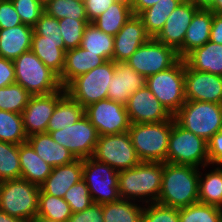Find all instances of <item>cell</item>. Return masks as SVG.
I'll return each mask as SVG.
<instances>
[{
  "mask_svg": "<svg viewBox=\"0 0 222 222\" xmlns=\"http://www.w3.org/2000/svg\"><path fill=\"white\" fill-rule=\"evenodd\" d=\"M199 175L200 168L163 162L157 203L180 209L199 202Z\"/></svg>",
  "mask_w": 222,
  "mask_h": 222,
  "instance_id": "1",
  "label": "cell"
},
{
  "mask_svg": "<svg viewBox=\"0 0 222 222\" xmlns=\"http://www.w3.org/2000/svg\"><path fill=\"white\" fill-rule=\"evenodd\" d=\"M163 162H140L119 172L118 188L121 199L141 204L157 203L161 191Z\"/></svg>",
  "mask_w": 222,
  "mask_h": 222,
  "instance_id": "2",
  "label": "cell"
},
{
  "mask_svg": "<svg viewBox=\"0 0 222 222\" xmlns=\"http://www.w3.org/2000/svg\"><path fill=\"white\" fill-rule=\"evenodd\" d=\"M172 118L155 123L130 124L132 145L141 162H166Z\"/></svg>",
  "mask_w": 222,
  "mask_h": 222,
  "instance_id": "3",
  "label": "cell"
},
{
  "mask_svg": "<svg viewBox=\"0 0 222 222\" xmlns=\"http://www.w3.org/2000/svg\"><path fill=\"white\" fill-rule=\"evenodd\" d=\"M40 186L23 178L0 181V210L31 221L38 213Z\"/></svg>",
  "mask_w": 222,
  "mask_h": 222,
  "instance_id": "4",
  "label": "cell"
},
{
  "mask_svg": "<svg viewBox=\"0 0 222 222\" xmlns=\"http://www.w3.org/2000/svg\"><path fill=\"white\" fill-rule=\"evenodd\" d=\"M15 83L31 95H46L61 90L59 76L48 68L31 50L13 60Z\"/></svg>",
  "mask_w": 222,
  "mask_h": 222,
  "instance_id": "5",
  "label": "cell"
},
{
  "mask_svg": "<svg viewBox=\"0 0 222 222\" xmlns=\"http://www.w3.org/2000/svg\"><path fill=\"white\" fill-rule=\"evenodd\" d=\"M173 118L182 128L208 141L222 130V104L186 100Z\"/></svg>",
  "mask_w": 222,
  "mask_h": 222,
  "instance_id": "6",
  "label": "cell"
},
{
  "mask_svg": "<svg viewBox=\"0 0 222 222\" xmlns=\"http://www.w3.org/2000/svg\"><path fill=\"white\" fill-rule=\"evenodd\" d=\"M166 162L197 168L210 165L207 141L179 126L172 117Z\"/></svg>",
  "mask_w": 222,
  "mask_h": 222,
  "instance_id": "7",
  "label": "cell"
},
{
  "mask_svg": "<svg viewBox=\"0 0 222 222\" xmlns=\"http://www.w3.org/2000/svg\"><path fill=\"white\" fill-rule=\"evenodd\" d=\"M114 71L115 62L107 60L88 73L74 78L65 87L66 93L84 108L100 100H105Z\"/></svg>",
  "mask_w": 222,
  "mask_h": 222,
  "instance_id": "8",
  "label": "cell"
},
{
  "mask_svg": "<svg viewBox=\"0 0 222 222\" xmlns=\"http://www.w3.org/2000/svg\"><path fill=\"white\" fill-rule=\"evenodd\" d=\"M146 85L166 110L174 116L185 103V61L146 78Z\"/></svg>",
  "mask_w": 222,
  "mask_h": 222,
  "instance_id": "9",
  "label": "cell"
},
{
  "mask_svg": "<svg viewBox=\"0 0 222 222\" xmlns=\"http://www.w3.org/2000/svg\"><path fill=\"white\" fill-rule=\"evenodd\" d=\"M180 59L175 49L151 37L129 57L126 63L147 78L171 68Z\"/></svg>",
  "mask_w": 222,
  "mask_h": 222,
  "instance_id": "10",
  "label": "cell"
},
{
  "mask_svg": "<svg viewBox=\"0 0 222 222\" xmlns=\"http://www.w3.org/2000/svg\"><path fill=\"white\" fill-rule=\"evenodd\" d=\"M119 172L108 164L94 158L83 159V175L92 200L96 204L114 202L120 199L118 188Z\"/></svg>",
  "mask_w": 222,
  "mask_h": 222,
  "instance_id": "11",
  "label": "cell"
},
{
  "mask_svg": "<svg viewBox=\"0 0 222 222\" xmlns=\"http://www.w3.org/2000/svg\"><path fill=\"white\" fill-rule=\"evenodd\" d=\"M92 158L108 164L117 172L133 168L141 162L128 132L99 136Z\"/></svg>",
  "mask_w": 222,
  "mask_h": 222,
  "instance_id": "12",
  "label": "cell"
},
{
  "mask_svg": "<svg viewBox=\"0 0 222 222\" xmlns=\"http://www.w3.org/2000/svg\"><path fill=\"white\" fill-rule=\"evenodd\" d=\"M56 142L67 148L77 159L93 156L98 132L94 125L84 115L72 126L68 125L57 131H47Z\"/></svg>",
  "mask_w": 222,
  "mask_h": 222,
  "instance_id": "13",
  "label": "cell"
},
{
  "mask_svg": "<svg viewBox=\"0 0 222 222\" xmlns=\"http://www.w3.org/2000/svg\"><path fill=\"white\" fill-rule=\"evenodd\" d=\"M85 115L99 136L128 132L131 124L126 106L110 99L89 105L85 108Z\"/></svg>",
  "mask_w": 222,
  "mask_h": 222,
  "instance_id": "14",
  "label": "cell"
},
{
  "mask_svg": "<svg viewBox=\"0 0 222 222\" xmlns=\"http://www.w3.org/2000/svg\"><path fill=\"white\" fill-rule=\"evenodd\" d=\"M66 94L65 88L46 95H32L22 112L27 137L47 132L48 122L57 102Z\"/></svg>",
  "mask_w": 222,
  "mask_h": 222,
  "instance_id": "15",
  "label": "cell"
},
{
  "mask_svg": "<svg viewBox=\"0 0 222 222\" xmlns=\"http://www.w3.org/2000/svg\"><path fill=\"white\" fill-rule=\"evenodd\" d=\"M198 10L190 0H183L168 16L163 29L155 37L161 43L175 49L181 59L187 28Z\"/></svg>",
  "mask_w": 222,
  "mask_h": 222,
  "instance_id": "16",
  "label": "cell"
},
{
  "mask_svg": "<svg viewBox=\"0 0 222 222\" xmlns=\"http://www.w3.org/2000/svg\"><path fill=\"white\" fill-rule=\"evenodd\" d=\"M125 106L131 124L155 123L167 121L173 117L147 85L130 95Z\"/></svg>",
  "mask_w": 222,
  "mask_h": 222,
  "instance_id": "17",
  "label": "cell"
},
{
  "mask_svg": "<svg viewBox=\"0 0 222 222\" xmlns=\"http://www.w3.org/2000/svg\"><path fill=\"white\" fill-rule=\"evenodd\" d=\"M186 100L222 104V76L196 71L185 63Z\"/></svg>",
  "mask_w": 222,
  "mask_h": 222,
  "instance_id": "18",
  "label": "cell"
},
{
  "mask_svg": "<svg viewBox=\"0 0 222 222\" xmlns=\"http://www.w3.org/2000/svg\"><path fill=\"white\" fill-rule=\"evenodd\" d=\"M150 38L142 19L138 15H132L114 36L113 61L126 62Z\"/></svg>",
  "mask_w": 222,
  "mask_h": 222,
  "instance_id": "19",
  "label": "cell"
},
{
  "mask_svg": "<svg viewBox=\"0 0 222 222\" xmlns=\"http://www.w3.org/2000/svg\"><path fill=\"white\" fill-rule=\"evenodd\" d=\"M145 85L146 78L126 62H115V71L109 82L107 99L126 105L130 95Z\"/></svg>",
  "mask_w": 222,
  "mask_h": 222,
  "instance_id": "20",
  "label": "cell"
},
{
  "mask_svg": "<svg viewBox=\"0 0 222 222\" xmlns=\"http://www.w3.org/2000/svg\"><path fill=\"white\" fill-rule=\"evenodd\" d=\"M82 175L83 159H77L70 164L54 167L40 189L46 194L63 198L70 187L82 180Z\"/></svg>",
  "mask_w": 222,
  "mask_h": 222,
  "instance_id": "21",
  "label": "cell"
},
{
  "mask_svg": "<svg viewBox=\"0 0 222 222\" xmlns=\"http://www.w3.org/2000/svg\"><path fill=\"white\" fill-rule=\"evenodd\" d=\"M105 62L103 57L80 46L66 50L64 69L59 76L62 87L65 88L77 76L88 73Z\"/></svg>",
  "mask_w": 222,
  "mask_h": 222,
  "instance_id": "22",
  "label": "cell"
},
{
  "mask_svg": "<svg viewBox=\"0 0 222 222\" xmlns=\"http://www.w3.org/2000/svg\"><path fill=\"white\" fill-rule=\"evenodd\" d=\"M33 33V27L26 24L0 29V57L13 61L30 51Z\"/></svg>",
  "mask_w": 222,
  "mask_h": 222,
  "instance_id": "23",
  "label": "cell"
},
{
  "mask_svg": "<svg viewBox=\"0 0 222 222\" xmlns=\"http://www.w3.org/2000/svg\"><path fill=\"white\" fill-rule=\"evenodd\" d=\"M27 142L34 151L51 167L67 165L77 158L67 148L56 143L47 132L37 133L29 136Z\"/></svg>",
  "mask_w": 222,
  "mask_h": 222,
  "instance_id": "24",
  "label": "cell"
},
{
  "mask_svg": "<svg viewBox=\"0 0 222 222\" xmlns=\"http://www.w3.org/2000/svg\"><path fill=\"white\" fill-rule=\"evenodd\" d=\"M183 59L191 69L222 76V44L208 41L192 50Z\"/></svg>",
  "mask_w": 222,
  "mask_h": 222,
  "instance_id": "25",
  "label": "cell"
},
{
  "mask_svg": "<svg viewBox=\"0 0 222 222\" xmlns=\"http://www.w3.org/2000/svg\"><path fill=\"white\" fill-rule=\"evenodd\" d=\"M30 50L58 76L62 74L66 52L63 40H51L41 35H33Z\"/></svg>",
  "mask_w": 222,
  "mask_h": 222,
  "instance_id": "26",
  "label": "cell"
},
{
  "mask_svg": "<svg viewBox=\"0 0 222 222\" xmlns=\"http://www.w3.org/2000/svg\"><path fill=\"white\" fill-rule=\"evenodd\" d=\"M19 159L21 178L31 183L40 186L52 172L53 167L39 157L28 142L19 145Z\"/></svg>",
  "mask_w": 222,
  "mask_h": 222,
  "instance_id": "27",
  "label": "cell"
},
{
  "mask_svg": "<svg viewBox=\"0 0 222 222\" xmlns=\"http://www.w3.org/2000/svg\"><path fill=\"white\" fill-rule=\"evenodd\" d=\"M213 11L199 9L193 16L183 42V58L210 40Z\"/></svg>",
  "mask_w": 222,
  "mask_h": 222,
  "instance_id": "28",
  "label": "cell"
},
{
  "mask_svg": "<svg viewBox=\"0 0 222 222\" xmlns=\"http://www.w3.org/2000/svg\"><path fill=\"white\" fill-rule=\"evenodd\" d=\"M200 170L199 202L222 208V166L210 164Z\"/></svg>",
  "mask_w": 222,
  "mask_h": 222,
  "instance_id": "29",
  "label": "cell"
},
{
  "mask_svg": "<svg viewBox=\"0 0 222 222\" xmlns=\"http://www.w3.org/2000/svg\"><path fill=\"white\" fill-rule=\"evenodd\" d=\"M85 115V108L67 93L57 102L48 122L47 131H57L75 124Z\"/></svg>",
  "mask_w": 222,
  "mask_h": 222,
  "instance_id": "30",
  "label": "cell"
},
{
  "mask_svg": "<svg viewBox=\"0 0 222 222\" xmlns=\"http://www.w3.org/2000/svg\"><path fill=\"white\" fill-rule=\"evenodd\" d=\"M144 204L127 199L102 204L104 222H141Z\"/></svg>",
  "mask_w": 222,
  "mask_h": 222,
  "instance_id": "31",
  "label": "cell"
},
{
  "mask_svg": "<svg viewBox=\"0 0 222 222\" xmlns=\"http://www.w3.org/2000/svg\"><path fill=\"white\" fill-rule=\"evenodd\" d=\"M182 1L183 0H161L138 15L151 37L155 38L159 34L168 16Z\"/></svg>",
  "mask_w": 222,
  "mask_h": 222,
  "instance_id": "32",
  "label": "cell"
},
{
  "mask_svg": "<svg viewBox=\"0 0 222 222\" xmlns=\"http://www.w3.org/2000/svg\"><path fill=\"white\" fill-rule=\"evenodd\" d=\"M80 47L103 57L106 61L113 60L114 36L102 32L90 22L84 29Z\"/></svg>",
  "mask_w": 222,
  "mask_h": 222,
  "instance_id": "33",
  "label": "cell"
},
{
  "mask_svg": "<svg viewBox=\"0 0 222 222\" xmlns=\"http://www.w3.org/2000/svg\"><path fill=\"white\" fill-rule=\"evenodd\" d=\"M132 15V8L120 2H114L92 23L102 32L115 36Z\"/></svg>",
  "mask_w": 222,
  "mask_h": 222,
  "instance_id": "34",
  "label": "cell"
},
{
  "mask_svg": "<svg viewBox=\"0 0 222 222\" xmlns=\"http://www.w3.org/2000/svg\"><path fill=\"white\" fill-rule=\"evenodd\" d=\"M27 138L22 114L0 110V141L20 145Z\"/></svg>",
  "mask_w": 222,
  "mask_h": 222,
  "instance_id": "35",
  "label": "cell"
},
{
  "mask_svg": "<svg viewBox=\"0 0 222 222\" xmlns=\"http://www.w3.org/2000/svg\"><path fill=\"white\" fill-rule=\"evenodd\" d=\"M37 216L49 218L57 222H67L72 216V211L64 198L46 194L40 189Z\"/></svg>",
  "mask_w": 222,
  "mask_h": 222,
  "instance_id": "36",
  "label": "cell"
},
{
  "mask_svg": "<svg viewBox=\"0 0 222 222\" xmlns=\"http://www.w3.org/2000/svg\"><path fill=\"white\" fill-rule=\"evenodd\" d=\"M21 178L19 145L0 141V181Z\"/></svg>",
  "mask_w": 222,
  "mask_h": 222,
  "instance_id": "37",
  "label": "cell"
},
{
  "mask_svg": "<svg viewBox=\"0 0 222 222\" xmlns=\"http://www.w3.org/2000/svg\"><path fill=\"white\" fill-rule=\"evenodd\" d=\"M31 96L17 83L0 87V110L22 114Z\"/></svg>",
  "mask_w": 222,
  "mask_h": 222,
  "instance_id": "38",
  "label": "cell"
},
{
  "mask_svg": "<svg viewBox=\"0 0 222 222\" xmlns=\"http://www.w3.org/2000/svg\"><path fill=\"white\" fill-rule=\"evenodd\" d=\"M179 222H222V209L197 202L179 209Z\"/></svg>",
  "mask_w": 222,
  "mask_h": 222,
  "instance_id": "39",
  "label": "cell"
},
{
  "mask_svg": "<svg viewBox=\"0 0 222 222\" xmlns=\"http://www.w3.org/2000/svg\"><path fill=\"white\" fill-rule=\"evenodd\" d=\"M44 11L58 20L67 17L88 20L84 3L77 0H49L44 5Z\"/></svg>",
  "mask_w": 222,
  "mask_h": 222,
  "instance_id": "40",
  "label": "cell"
},
{
  "mask_svg": "<svg viewBox=\"0 0 222 222\" xmlns=\"http://www.w3.org/2000/svg\"><path fill=\"white\" fill-rule=\"evenodd\" d=\"M89 20H76L73 18L59 19V27L64 42V49H74L80 46L84 29Z\"/></svg>",
  "mask_w": 222,
  "mask_h": 222,
  "instance_id": "41",
  "label": "cell"
},
{
  "mask_svg": "<svg viewBox=\"0 0 222 222\" xmlns=\"http://www.w3.org/2000/svg\"><path fill=\"white\" fill-rule=\"evenodd\" d=\"M63 198L70 205L72 213L81 212L94 203L83 179L70 187Z\"/></svg>",
  "mask_w": 222,
  "mask_h": 222,
  "instance_id": "42",
  "label": "cell"
},
{
  "mask_svg": "<svg viewBox=\"0 0 222 222\" xmlns=\"http://www.w3.org/2000/svg\"><path fill=\"white\" fill-rule=\"evenodd\" d=\"M141 222H179V209L158 203L146 204Z\"/></svg>",
  "mask_w": 222,
  "mask_h": 222,
  "instance_id": "43",
  "label": "cell"
},
{
  "mask_svg": "<svg viewBox=\"0 0 222 222\" xmlns=\"http://www.w3.org/2000/svg\"><path fill=\"white\" fill-rule=\"evenodd\" d=\"M23 24L34 27L45 12L44 5L37 0H11Z\"/></svg>",
  "mask_w": 222,
  "mask_h": 222,
  "instance_id": "44",
  "label": "cell"
},
{
  "mask_svg": "<svg viewBox=\"0 0 222 222\" xmlns=\"http://www.w3.org/2000/svg\"><path fill=\"white\" fill-rule=\"evenodd\" d=\"M33 29V35H41L51 40H63L59 27V20L49 16L46 12L41 15Z\"/></svg>",
  "mask_w": 222,
  "mask_h": 222,
  "instance_id": "45",
  "label": "cell"
},
{
  "mask_svg": "<svg viewBox=\"0 0 222 222\" xmlns=\"http://www.w3.org/2000/svg\"><path fill=\"white\" fill-rule=\"evenodd\" d=\"M23 24L11 0L0 1V29Z\"/></svg>",
  "mask_w": 222,
  "mask_h": 222,
  "instance_id": "46",
  "label": "cell"
},
{
  "mask_svg": "<svg viewBox=\"0 0 222 222\" xmlns=\"http://www.w3.org/2000/svg\"><path fill=\"white\" fill-rule=\"evenodd\" d=\"M67 222H104L102 204L93 203L81 212L72 213Z\"/></svg>",
  "mask_w": 222,
  "mask_h": 222,
  "instance_id": "47",
  "label": "cell"
},
{
  "mask_svg": "<svg viewBox=\"0 0 222 222\" xmlns=\"http://www.w3.org/2000/svg\"><path fill=\"white\" fill-rule=\"evenodd\" d=\"M207 144L209 163L222 166V130L215 133Z\"/></svg>",
  "mask_w": 222,
  "mask_h": 222,
  "instance_id": "48",
  "label": "cell"
},
{
  "mask_svg": "<svg viewBox=\"0 0 222 222\" xmlns=\"http://www.w3.org/2000/svg\"><path fill=\"white\" fill-rule=\"evenodd\" d=\"M115 0H86L84 2L86 15L89 22H93L104 13Z\"/></svg>",
  "mask_w": 222,
  "mask_h": 222,
  "instance_id": "49",
  "label": "cell"
},
{
  "mask_svg": "<svg viewBox=\"0 0 222 222\" xmlns=\"http://www.w3.org/2000/svg\"><path fill=\"white\" fill-rule=\"evenodd\" d=\"M15 83V68L12 60L0 57V87Z\"/></svg>",
  "mask_w": 222,
  "mask_h": 222,
  "instance_id": "50",
  "label": "cell"
},
{
  "mask_svg": "<svg viewBox=\"0 0 222 222\" xmlns=\"http://www.w3.org/2000/svg\"><path fill=\"white\" fill-rule=\"evenodd\" d=\"M213 43L222 44V16L213 13L210 40Z\"/></svg>",
  "mask_w": 222,
  "mask_h": 222,
  "instance_id": "51",
  "label": "cell"
},
{
  "mask_svg": "<svg viewBox=\"0 0 222 222\" xmlns=\"http://www.w3.org/2000/svg\"><path fill=\"white\" fill-rule=\"evenodd\" d=\"M158 1L161 0H135L132 7L133 15H139L142 11L153 6Z\"/></svg>",
  "mask_w": 222,
  "mask_h": 222,
  "instance_id": "52",
  "label": "cell"
},
{
  "mask_svg": "<svg viewBox=\"0 0 222 222\" xmlns=\"http://www.w3.org/2000/svg\"><path fill=\"white\" fill-rule=\"evenodd\" d=\"M198 9L212 10L214 0H190Z\"/></svg>",
  "mask_w": 222,
  "mask_h": 222,
  "instance_id": "53",
  "label": "cell"
},
{
  "mask_svg": "<svg viewBox=\"0 0 222 222\" xmlns=\"http://www.w3.org/2000/svg\"><path fill=\"white\" fill-rule=\"evenodd\" d=\"M0 222H25V221L12 217L0 210Z\"/></svg>",
  "mask_w": 222,
  "mask_h": 222,
  "instance_id": "54",
  "label": "cell"
},
{
  "mask_svg": "<svg viewBox=\"0 0 222 222\" xmlns=\"http://www.w3.org/2000/svg\"><path fill=\"white\" fill-rule=\"evenodd\" d=\"M212 11L213 13L222 16V0H214V8Z\"/></svg>",
  "mask_w": 222,
  "mask_h": 222,
  "instance_id": "55",
  "label": "cell"
},
{
  "mask_svg": "<svg viewBox=\"0 0 222 222\" xmlns=\"http://www.w3.org/2000/svg\"><path fill=\"white\" fill-rule=\"evenodd\" d=\"M29 222H57V221H54L52 219H49V218H44L42 216H35L31 221Z\"/></svg>",
  "mask_w": 222,
  "mask_h": 222,
  "instance_id": "56",
  "label": "cell"
},
{
  "mask_svg": "<svg viewBox=\"0 0 222 222\" xmlns=\"http://www.w3.org/2000/svg\"><path fill=\"white\" fill-rule=\"evenodd\" d=\"M134 1L135 0H115V2L123 3V4L127 5V6H129L130 8L133 7Z\"/></svg>",
  "mask_w": 222,
  "mask_h": 222,
  "instance_id": "57",
  "label": "cell"
},
{
  "mask_svg": "<svg viewBox=\"0 0 222 222\" xmlns=\"http://www.w3.org/2000/svg\"><path fill=\"white\" fill-rule=\"evenodd\" d=\"M39 2H41L43 5H45L49 0H37Z\"/></svg>",
  "mask_w": 222,
  "mask_h": 222,
  "instance_id": "58",
  "label": "cell"
},
{
  "mask_svg": "<svg viewBox=\"0 0 222 222\" xmlns=\"http://www.w3.org/2000/svg\"><path fill=\"white\" fill-rule=\"evenodd\" d=\"M77 1H79V2H83V3H84L86 0H77Z\"/></svg>",
  "mask_w": 222,
  "mask_h": 222,
  "instance_id": "59",
  "label": "cell"
}]
</instances>
